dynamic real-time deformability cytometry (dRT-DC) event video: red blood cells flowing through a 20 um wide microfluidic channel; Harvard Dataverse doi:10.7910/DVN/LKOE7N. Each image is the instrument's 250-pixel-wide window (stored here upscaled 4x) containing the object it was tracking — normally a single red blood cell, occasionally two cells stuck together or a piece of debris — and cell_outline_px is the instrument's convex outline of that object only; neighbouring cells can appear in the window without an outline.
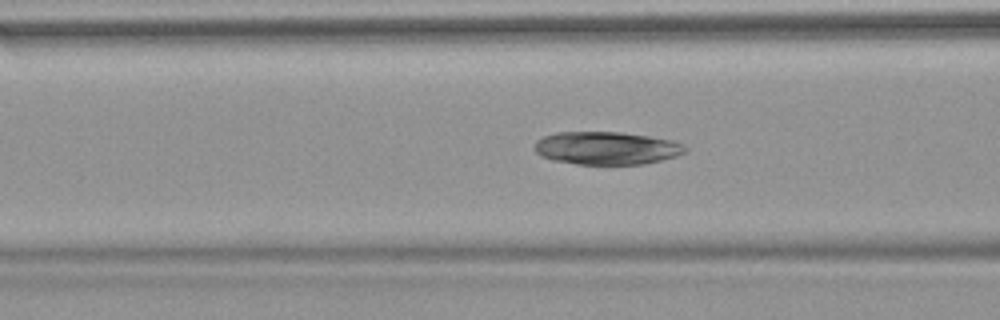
{"species": "common noctule bat (a hibernating species)", "species_latin": "Nyctalus noctula", "temperature_condition": "warm", "stored_images_in_passage": 53, "camera_frame_rate_fps": 3000, "um_per_image_px": 0.085, "animal": {"sex": "female", "body_mass_g": 18.4}, "frame": {"image": 1, "passage_image": 21, "time_ms": 6.667, "image_size_px": [1000, 320], "cell_outline_px": [[688, 152], [676, 156], [644, 164], [576, 164], [552, 160], [540, 156], [532, 148], [536, 140], [544, 136], [556, 132], [620, 132], [648, 136], [672, 140], [684, 144], [688, 148]], "centroid_in_image_um": [51.54, 12.59], "position_along_channel_um": 115.1, "area_um2": 29.13}}
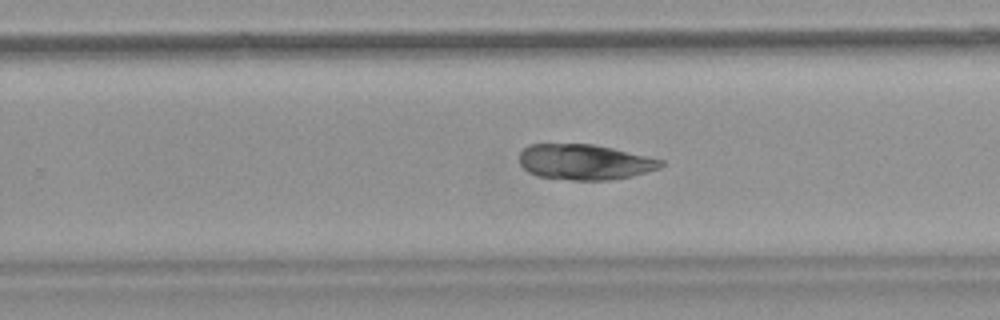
{"frame": {"image": 2, "passage_image": 34, "time_ms": 11.0, "image_size_px": [1000, 320], "cell_outline_px": [[664, 164], [660, 168], [632, 176], [612, 180], [572, 180], [536, 176], [528, 172], [520, 164], [520, 152], [528, 144], [592, 144], [612, 148], [664, 160]], "centroid_in_image_um": [49.69, 13.77], "position_along_channel_um": 280.1, "area_um2": 29.3}}
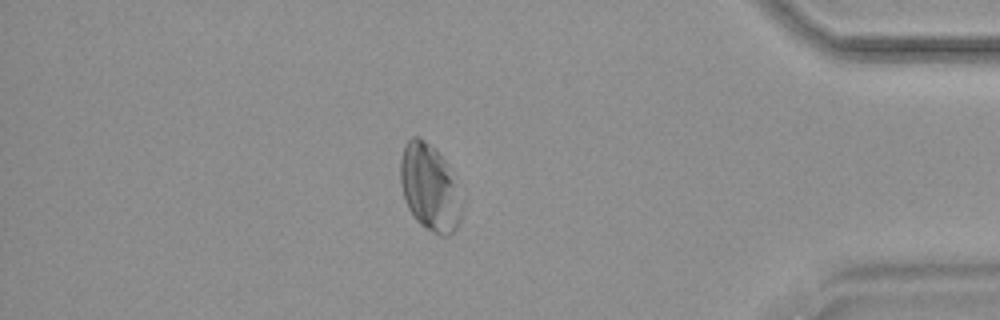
{"frame": {"image": 3, "passage_image": 46, "time_ms": 15.0, "image_size_px": [1000, 320], "cell_outline_px": [[460, 216], [456, 228], [448, 236], [440, 236], [420, 224], [416, 220], [408, 208], [404, 200], [400, 184], [400, 160], [404, 144], [412, 136], [420, 136], [432, 144], [436, 148], [444, 160], [460, 208]], "centroid_in_image_um": [36.41, 15.91], "position_along_channel_um": 398.8, "area_um2": 30.06}}